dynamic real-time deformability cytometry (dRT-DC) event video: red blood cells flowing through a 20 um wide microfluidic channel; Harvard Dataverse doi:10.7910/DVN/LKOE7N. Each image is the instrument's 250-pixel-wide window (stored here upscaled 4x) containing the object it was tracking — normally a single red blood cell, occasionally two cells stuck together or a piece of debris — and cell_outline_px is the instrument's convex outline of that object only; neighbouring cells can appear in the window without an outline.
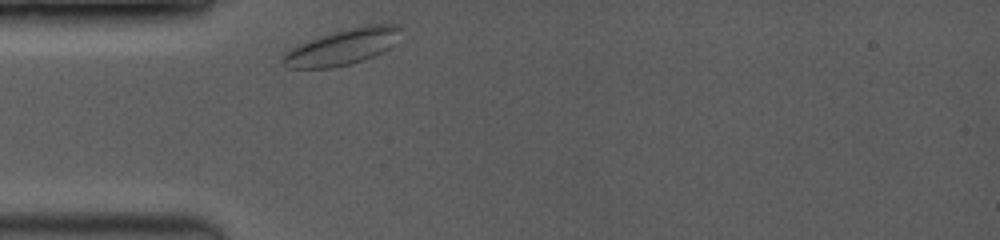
{"species": "common noctule bat (a hibernating species)", "species_latin": "Nyctalus noctula", "temperature_condition": "room temperature", "stored_images_in_passage": 36, "camera_frame_rate_fps": 3500, "um_per_image_px": 0.085, "animal": {"sex": "female", "body_mass_g": 19.0, "forearm_length_mm": 53.3}, "frame": {"image": 1, "passage_image": 1, "time_ms": 0.0, "image_size_px": [1000, 240], "cell_outline_px": [[400, 28], [396, 44], [364, 60], [332, 68], [288, 68], [280, 60], [280, 56], [284, 52], [300, 44], [320, 36], [348, 28], [368, 24], [400, 24]], "centroid_in_image_um": [29.09, 3.99], "position_along_channel_um": 55.9, "area_um2": 24.51}}
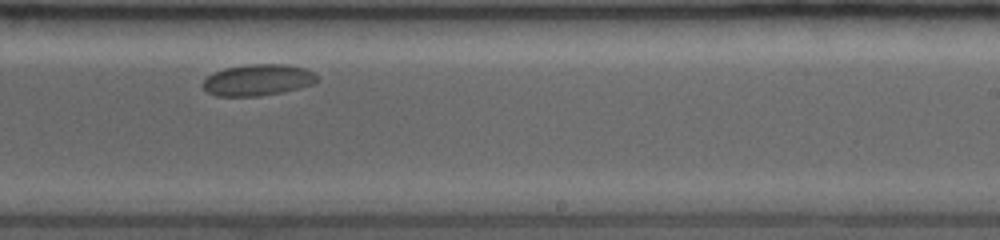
{"frame": {"image": 2, "passage_image": 22, "time_ms": 6.0, "image_size_px": [1000, 240], "cell_outline_px": [[320, 80], [312, 84], [300, 88], [284, 92], [260, 96], [216, 96], [208, 92], [204, 88], [204, 80], [212, 72], [224, 68], [248, 64], [284, 64], [304, 68], [320, 76]], "centroid_in_image_um": [21.95, 6.8], "position_along_channel_um": 267.1, "area_um2": 21.04}}
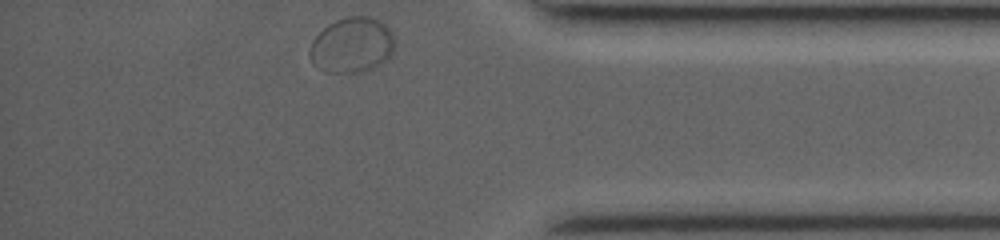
{"frame": {"image": 3, "passage_image": 36, "time_ms": 10.0, "image_size_px": [1000, 240], "cell_outline_px": [[396, 40], [392, 52], [380, 64], [364, 72], [328, 72], [312, 64], [308, 56], [308, 52], [312, 40], [328, 24], [336, 20], [348, 16], [372, 16], [380, 20], [392, 32]], "centroid_in_image_um": [29.91, 3.82], "position_along_channel_um": 405.3, "area_um2": 27.57}}